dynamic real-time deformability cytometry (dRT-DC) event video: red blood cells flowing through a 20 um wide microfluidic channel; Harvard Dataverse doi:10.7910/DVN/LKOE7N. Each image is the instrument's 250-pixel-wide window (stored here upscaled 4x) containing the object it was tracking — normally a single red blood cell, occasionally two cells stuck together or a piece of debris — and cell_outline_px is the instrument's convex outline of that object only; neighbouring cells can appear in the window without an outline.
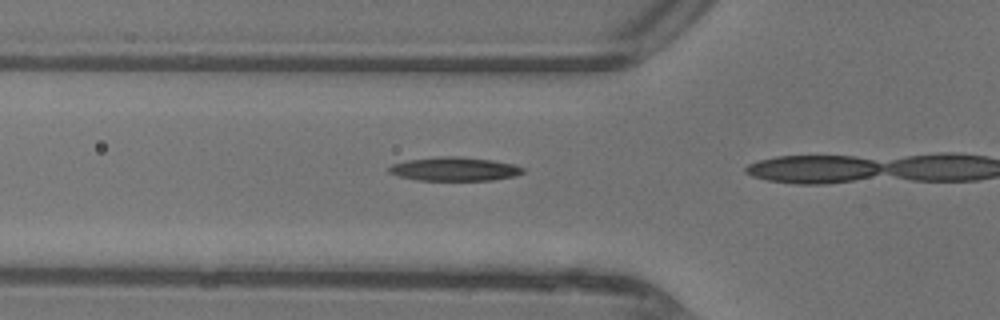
{"species": "common noctule bat (a hibernating species)", "species_latin": "Nyctalus noctula", "temperature_condition": "warm", "stored_images_in_passage": 8, "camera_frame_rate_fps": 3000, "um_per_image_px": 0.085, "animal": {"sex": "female"}, "frame": {"image": 1, "passage_image": 5, "time_ms": 1.333, "image_size_px": [1000, 320], "cell_outline_px": [[516, 172], [500, 176], [468, 180], [448, 180], [424, 176], [420, 164], [428, 160], [472, 160], [500, 164], [516, 168]], "centroid_in_image_um": [39.43, 14.42], "position_along_channel_um": 86.4, "area_um2": 10.87}}
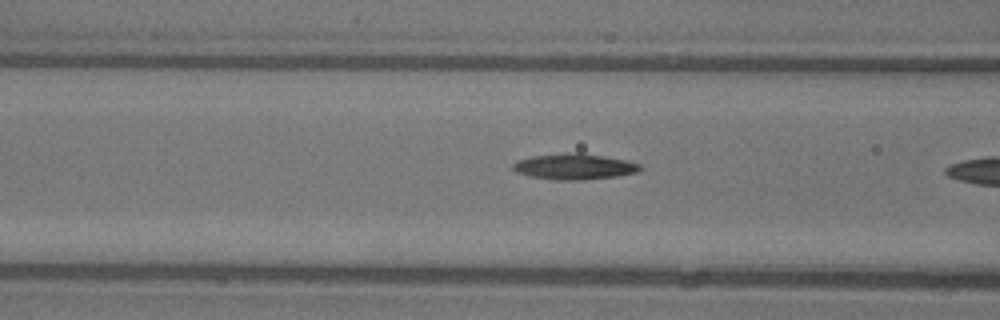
{"frame": {"image": 2, "passage_image": 7, "time_ms": 2.0, "image_size_px": [1000, 320], "cell_outline_px": [[636, 168], [624, 172], [596, 176], [556, 176], [536, 172], [536, 160], [556, 156], [584, 156], [608, 160], [628, 164]], "centroid_in_image_um": [49.28, 14.15], "position_along_channel_um": 117.3, "area_um2": 11.16}}